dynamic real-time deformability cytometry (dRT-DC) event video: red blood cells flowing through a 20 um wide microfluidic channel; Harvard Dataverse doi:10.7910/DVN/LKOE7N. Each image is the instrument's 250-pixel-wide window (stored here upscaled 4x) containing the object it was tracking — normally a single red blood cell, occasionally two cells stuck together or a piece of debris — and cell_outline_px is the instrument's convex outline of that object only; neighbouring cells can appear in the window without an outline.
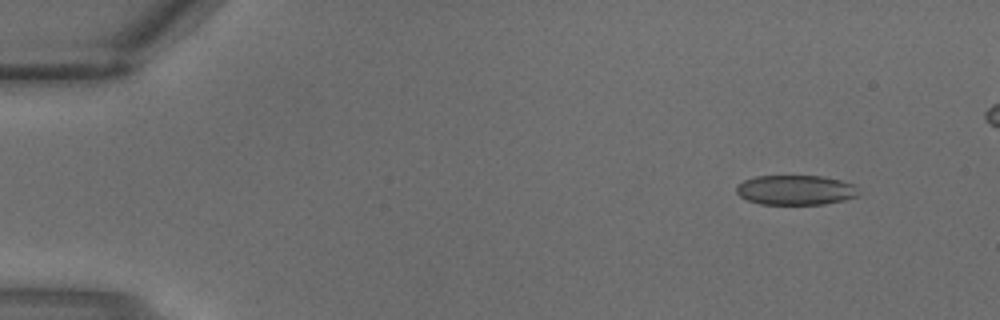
{"species": "common noctule bat (a hibernating species)", "species_latin": "Nyctalus noctula", "temperature_condition": "warm", "stored_images_in_passage": 4, "camera_frame_rate_fps": 3000, "um_per_image_px": 0.085, "animal": {"sex": "male", "body_mass_g": 18.8}, "frame": {"image": 1, "passage_image": 4, "time_ms": 1.0, "image_size_px": [1000, 320], "cell_outline_px": [[856, 196], [844, 200], [824, 204], [760, 204], [748, 200], [740, 196], [736, 192], [736, 184], [744, 180], [756, 176], [824, 176], [856, 184]], "centroid_in_image_um": [67.6, 16.14], "position_along_channel_um": 17.4, "area_um2": 21.21}}